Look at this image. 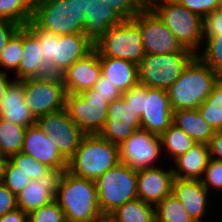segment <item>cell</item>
<instances>
[{
    "label": "cell",
    "instance_id": "cell-1",
    "mask_svg": "<svg viewBox=\"0 0 222 222\" xmlns=\"http://www.w3.org/2000/svg\"><path fill=\"white\" fill-rule=\"evenodd\" d=\"M26 27L38 38L43 50L42 73L47 77H59L77 60L94 49L93 42L85 34L56 35L40 29L32 20Z\"/></svg>",
    "mask_w": 222,
    "mask_h": 222
},
{
    "label": "cell",
    "instance_id": "cell-2",
    "mask_svg": "<svg viewBox=\"0 0 222 222\" xmlns=\"http://www.w3.org/2000/svg\"><path fill=\"white\" fill-rule=\"evenodd\" d=\"M66 222H92L100 214L96 183L64 171L54 198Z\"/></svg>",
    "mask_w": 222,
    "mask_h": 222
},
{
    "label": "cell",
    "instance_id": "cell-3",
    "mask_svg": "<svg viewBox=\"0 0 222 222\" xmlns=\"http://www.w3.org/2000/svg\"><path fill=\"white\" fill-rule=\"evenodd\" d=\"M221 77L197 56L167 89L173 111L197 109Z\"/></svg>",
    "mask_w": 222,
    "mask_h": 222
},
{
    "label": "cell",
    "instance_id": "cell-4",
    "mask_svg": "<svg viewBox=\"0 0 222 222\" xmlns=\"http://www.w3.org/2000/svg\"><path fill=\"white\" fill-rule=\"evenodd\" d=\"M119 163V145L101 138L98 134L84 135L79 147L68 160L67 171L95 181Z\"/></svg>",
    "mask_w": 222,
    "mask_h": 222
},
{
    "label": "cell",
    "instance_id": "cell-5",
    "mask_svg": "<svg viewBox=\"0 0 222 222\" xmlns=\"http://www.w3.org/2000/svg\"><path fill=\"white\" fill-rule=\"evenodd\" d=\"M149 7L184 48L197 54L203 44V19L176 0H150Z\"/></svg>",
    "mask_w": 222,
    "mask_h": 222
},
{
    "label": "cell",
    "instance_id": "cell-6",
    "mask_svg": "<svg viewBox=\"0 0 222 222\" xmlns=\"http://www.w3.org/2000/svg\"><path fill=\"white\" fill-rule=\"evenodd\" d=\"M195 57L193 51L184 47L164 55L145 54L138 64V82L149 88L167 90Z\"/></svg>",
    "mask_w": 222,
    "mask_h": 222
},
{
    "label": "cell",
    "instance_id": "cell-7",
    "mask_svg": "<svg viewBox=\"0 0 222 222\" xmlns=\"http://www.w3.org/2000/svg\"><path fill=\"white\" fill-rule=\"evenodd\" d=\"M98 204L101 213L111 214L137 196V170L119 163L96 180Z\"/></svg>",
    "mask_w": 222,
    "mask_h": 222
},
{
    "label": "cell",
    "instance_id": "cell-8",
    "mask_svg": "<svg viewBox=\"0 0 222 222\" xmlns=\"http://www.w3.org/2000/svg\"><path fill=\"white\" fill-rule=\"evenodd\" d=\"M94 44L99 57L124 59L139 64L145 56L139 25L124 19L101 35Z\"/></svg>",
    "mask_w": 222,
    "mask_h": 222
},
{
    "label": "cell",
    "instance_id": "cell-9",
    "mask_svg": "<svg viewBox=\"0 0 222 222\" xmlns=\"http://www.w3.org/2000/svg\"><path fill=\"white\" fill-rule=\"evenodd\" d=\"M40 29L56 35L84 34L85 14L67 0H44L34 4L31 19Z\"/></svg>",
    "mask_w": 222,
    "mask_h": 222
},
{
    "label": "cell",
    "instance_id": "cell-10",
    "mask_svg": "<svg viewBox=\"0 0 222 222\" xmlns=\"http://www.w3.org/2000/svg\"><path fill=\"white\" fill-rule=\"evenodd\" d=\"M64 109L85 135L99 134L107 121L108 102L94 89L67 93Z\"/></svg>",
    "mask_w": 222,
    "mask_h": 222
},
{
    "label": "cell",
    "instance_id": "cell-11",
    "mask_svg": "<svg viewBox=\"0 0 222 222\" xmlns=\"http://www.w3.org/2000/svg\"><path fill=\"white\" fill-rule=\"evenodd\" d=\"M23 85L25 104L36 118L65 108L67 92L61 76L28 78Z\"/></svg>",
    "mask_w": 222,
    "mask_h": 222
},
{
    "label": "cell",
    "instance_id": "cell-12",
    "mask_svg": "<svg viewBox=\"0 0 222 222\" xmlns=\"http://www.w3.org/2000/svg\"><path fill=\"white\" fill-rule=\"evenodd\" d=\"M162 152L160 136L142 128L119 145L120 162L135 170L157 167Z\"/></svg>",
    "mask_w": 222,
    "mask_h": 222
},
{
    "label": "cell",
    "instance_id": "cell-13",
    "mask_svg": "<svg viewBox=\"0 0 222 222\" xmlns=\"http://www.w3.org/2000/svg\"><path fill=\"white\" fill-rule=\"evenodd\" d=\"M132 19L139 25L145 54L164 55L183 48L149 6Z\"/></svg>",
    "mask_w": 222,
    "mask_h": 222
},
{
    "label": "cell",
    "instance_id": "cell-14",
    "mask_svg": "<svg viewBox=\"0 0 222 222\" xmlns=\"http://www.w3.org/2000/svg\"><path fill=\"white\" fill-rule=\"evenodd\" d=\"M36 124L50 139L55 140L58 151L67 161L73 156L85 135L65 109L39 116Z\"/></svg>",
    "mask_w": 222,
    "mask_h": 222
},
{
    "label": "cell",
    "instance_id": "cell-15",
    "mask_svg": "<svg viewBox=\"0 0 222 222\" xmlns=\"http://www.w3.org/2000/svg\"><path fill=\"white\" fill-rule=\"evenodd\" d=\"M138 129H141L140 118L135 115L131 105L121 96L108 103L107 121L98 135L120 145Z\"/></svg>",
    "mask_w": 222,
    "mask_h": 222
},
{
    "label": "cell",
    "instance_id": "cell-16",
    "mask_svg": "<svg viewBox=\"0 0 222 222\" xmlns=\"http://www.w3.org/2000/svg\"><path fill=\"white\" fill-rule=\"evenodd\" d=\"M67 168H50L43 176L31 180L17 195V207L30 213L50 203L56 197L60 179Z\"/></svg>",
    "mask_w": 222,
    "mask_h": 222
},
{
    "label": "cell",
    "instance_id": "cell-17",
    "mask_svg": "<svg viewBox=\"0 0 222 222\" xmlns=\"http://www.w3.org/2000/svg\"><path fill=\"white\" fill-rule=\"evenodd\" d=\"M172 119L173 110L167 90L146 86L141 128L160 136L172 125Z\"/></svg>",
    "mask_w": 222,
    "mask_h": 222
},
{
    "label": "cell",
    "instance_id": "cell-18",
    "mask_svg": "<svg viewBox=\"0 0 222 222\" xmlns=\"http://www.w3.org/2000/svg\"><path fill=\"white\" fill-rule=\"evenodd\" d=\"M169 168V169H168ZM137 170V196L154 207L172 193L174 175L171 166Z\"/></svg>",
    "mask_w": 222,
    "mask_h": 222
},
{
    "label": "cell",
    "instance_id": "cell-19",
    "mask_svg": "<svg viewBox=\"0 0 222 222\" xmlns=\"http://www.w3.org/2000/svg\"><path fill=\"white\" fill-rule=\"evenodd\" d=\"M21 152L32 156L49 168L68 166V161L58 151L55 140L50 139L37 124L26 128Z\"/></svg>",
    "mask_w": 222,
    "mask_h": 222
},
{
    "label": "cell",
    "instance_id": "cell-20",
    "mask_svg": "<svg viewBox=\"0 0 222 222\" xmlns=\"http://www.w3.org/2000/svg\"><path fill=\"white\" fill-rule=\"evenodd\" d=\"M101 74L99 56L93 49L84 58L70 66L61 78L68 94H80L92 89Z\"/></svg>",
    "mask_w": 222,
    "mask_h": 222
},
{
    "label": "cell",
    "instance_id": "cell-21",
    "mask_svg": "<svg viewBox=\"0 0 222 222\" xmlns=\"http://www.w3.org/2000/svg\"><path fill=\"white\" fill-rule=\"evenodd\" d=\"M172 193L181 201L194 222H204L208 206L210 208V192L201 180L174 178Z\"/></svg>",
    "mask_w": 222,
    "mask_h": 222
},
{
    "label": "cell",
    "instance_id": "cell-22",
    "mask_svg": "<svg viewBox=\"0 0 222 222\" xmlns=\"http://www.w3.org/2000/svg\"><path fill=\"white\" fill-rule=\"evenodd\" d=\"M203 37L205 47L196 56L222 77V14L218 11L203 19Z\"/></svg>",
    "mask_w": 222,
    "mask_h": 222
},
{
    "label": "cell",
    "instance_id": "cell-23",
    "mask_svg": "<svg viewBox=\"0 0 222 222\" xmlns=\"http://www.w3.org/2000/svg\"><path fill=\"white\" fill-rule=\"evenodd\" d=\"M0 118L24 127L36 124L37 118L24 101L23 80L13 79L9 84L6 94L0 101Z\"/></svg>",
    "mask_w": 222,
    "mask_h": 222
},
{
    "label": "cell",
    "instance_id": "cell-24",
    "mask_svg": "<svg viewBox=\"0 0 222 222\" xmlns=\"http://www.w3.org/2000/svg\"><path fill=\"white\" fill-rule=\"evenodd\" d=\"M210 159L207 143H195L186 153L173 160L174 178L201 180Z\"/></svg>",
    "mask_w": 222,
    "mask_h": 222
},
{
    "label": "cell",
    "instance_id": "cell-25",
    "mask_svg": "<svg viewBox=\"0 0 222 222\" xmlns=\"http://www.w3.org/2000/svg\"><path fill=\"white\" fill-rule=\"evenodd\" d=\"M42 51L38 38L26 26H23V55L19 68L14 74L15 79L46 77L42 73Z\"/></svg>",
    "mask_w": 222,
    "mask_h": 222
},
{
    "label": "cell",
    "instance_id": "cell-26",
    "mask_svg": "<svg viewBox=\"0 0 222 222\" xmlns=\"http://www.w3.org/2000/svg\"><path fill=\"white\" fill-rule=\"evenodd\" d=\"M99 61L102 75L121 93L139 83L138 65L134 62L109 57H99Z\"/></svg>",
    "mask_w": 222,
    "mask_h": 222
},
{
    "label": "cell",
    "instance_id": "cell-27",
    "mask_svg": "<svg viewBox=\"0 0 222 222\" xmlns=\"http://www.w3.org/2000/svg\"><path fill=\"white\" fill-rule=\"evenodd\" d=\"M124 18L107 3L98 0L85 16L84 34L95 42L111 27L120 24Z\"/></svg>",
    "mask_w": 222,
    "mask_h": 222
},
{
    "label": "cell",
    "instance_id": "cell-28",
    "mask_svg": "<svg viewBox=\"0 0 222 222\" xmlns=\"http://www.w3.org/2000/svg\"><path fill=\"white\" fill-rule=\"evenodd\" d=\"M172 124L182 129L197 143H209L215 130L203 119L198 109L173 111Z\"/></svg>",
    "mask_w": 222,
    "mask_h": 222
},
{
    "label": "cell",
    "instance_id": "cell-29",
    "mask_svg": "<svg viewBox=\"0 0 222 222\" xmlns=\"http://www.w3.org/2000/svg\"><path fill=\"white\" fill-rule=\"evenodd\" d=\"M111 215L118 222H154L155 207L136 198L117 208Z\"/></svg>",
    "mask_w": 222,
    "mask_h": 222
},
{
    "label": "cell",
    "instance_id": "cell-30",
    "mask_svg": "<svg viewBox=\"0 0 222 222\" xmlns=\"http://www.w3.org/2000/svg\"><path fill=\"white\" fill-rule=\"evenodd\" d=\"M27 127L0 118V155L10 157L21 152Z\"/></svg>",
    "mask_w": 222,
    "mask_h": 222
},
{
    "label": "cell",
    "instance_id": "cell-31",
    "mask_svg": "<svg viewBox=\"0 0 222 222\" xmlns=\"http://www.w3.org/2000/svg\"><path fill=\"white\" fill-rule=\"evenodd\" d=\"M203 119L215 130H222V77L210 95L197 108Z\"/></svg>",
    "mask_w": 222,
    "mask_h": 222
},
{
    "label": "cell",
    "instance_id": "cell-32",
    "mask_svg": "<svg viewBox=\"0 0 222 222\" xmlns=\"http://www.w3.org/2000/svg\"><path fill=\"white\" fill-rule=\"evenodd\" d=\"M162 150L169 154L168 157L174 160L186 153L196 142L189 137L182 129L172 124L160 135Z\"/></svg>",
    "mask_w": 222,
    "mask_h": 222
},
{
    "label": "cell",
    "instance_id": "cell-33",
    "mask_svg": "<svg viewBox=\"0 0 222 222\" xmlns=\"http://www.w3.org/2000/svg\"><path fill=\"white\" fill-rule=\"evenodd\" d=\"M33 10L32 0H0V20L11 21L20 27L31 21Z\"/></svg>",
    "mask_w": 222,
    "mask_h": 222
},
{
    "label": "cell",
    "instance_id": "cell-34",
    "mask_svg": "<svg viewBox=\"0 0 222 222\" xmlns=\"http://www.w3.org/2000/svg\"><path fill=\"white\" fill-rule=\"evenodd\" d=\"M155 220L158 222H194L173 193L164 197L155 206Z\"/></svg>",
    "mask_w": 222,
    "mask_h": 222
},
{
    "label": "cell",
    "instance_id": "cell-35",
    "mask_svg": "<svg viewBox=\"0 0 222 222\" xmlns=\"http://www.w3.org/2000/svg\"><path fill=\"white\" fill-rule=\"evenodd\" d=\"M23 55V26H21L8 40L0 53V66L16 72Z\"/></svg>",
    "mask_w": 222,
    "mask_h": 222
},
{
    "label": "cell",
    "instance_id": "cell-36",
    "mask_svg": "<svg viewBox=\"0 0 222 222\" xmlns=\"http://www.w3.org/2000/svg\"><path fill=\"white\" fill-rule=\"evenodd\" d=\"M15 166L20 167L21 171L35 180L44 175L50 168L45 164L36 161L32 156L19 152L8 158Z\"/></svg>",
    "mask_w": 222,
    "mask_h": 222
},
{
    "label": "cell",
    "instance_id": "cell-37",
    "mask_svg": "<svg viewBox=\"0 0 222 222\" xmlns=\"http://www.w3.org/2000/svg\"><path fill=\"white\" fill-rule=\"evenodd\" d=\"M28 222H66L64 211L54 199L47 205L31 211Z\"/></svg>",
    "mask_w": 222,
    "mask_h": 222
},
{
    "label": "cell",
    "instance_id": "cell-38",
    "mask_svg": "<svg viewBox=\"0 0 222 222\" xmlns=\"http://www.w3.org/2000/svg\"><path fill=\"white\" fill-rule=\"evenodd\" d=\"M117 11L124 19H132L149 6L148 0H101Z\"/></svg>",
    "mask_w": 222,
    "mask_h": 222
},
{
    "label": "cell",
    "instance_id": "cell-39",
    "mask_svg": "<svg viewBox=\"0 0 222 222\" xmlns=\"http://www.w3.org/2000/svg\"><path fill=\"white\" fill-rule=\"evenodd\" d=\"M31 181L28 175L21 171L20 167L15 166L10 160L5 169L3 184L8 187L15 195L23 190Z\"/></svg>",
    "mask_w": 222,
    "mask_h": 222
},
{
    "label": "cell",
    "instance_id": "cell-40",
    "mask_svg": "<svg viewBox=\"0 0 222 222\" xmlns=\"http://www.w3.org/2000/svg\"><path fill=\"white\" fill-rule=\"evenodd\" d=\"M201 182L209 192L222 190V161L210 158Z\"/></svg>",
    "mask_w": 222,
    "mask_h": 222
},
{
    "label": "cell",
    "instance_id": "cell-41",
    "mask_svg": "<svg viewBox=\"0 0 222 222\" xmlns=\"http://www.w3.org/2000/svg\"><path fill=\"white\" fill-rule=\"evenodd\" d=\"M179 4L204 19L218 10L221 0H176Z\"/></svg>",
    "mask_w": 222,
    "mask_h": 222
},
{
    "label": "cell",
    "instance_id": "cell-42",
    "mask_svg": "<svg viewBox=\"0 0 222 222\" xmlns=\"http://www.w3.org/2000/svg\"><path fill=\"white\" fill-rule=\"evenodd\" d=\"M122 97L129 105H131L135 115L141 118L143 114L144 99L146 98V86L138 83L128 91L123 92Z\"/></svg>",
    "mask_w": 222,
    "mask_h": 222
},
{
    "label": "cell",
    "instance_id": "cell-43",
    "mask_svg": "<svg viewBox=\"0 0 222 222\" xmlns=\"http://www.w3.org/2000/svg\"><path fill=\"white\" fill-rule=\"evenodd\" d=\"M92 89H94L97 94L101 95L108 103H111L122 96V93L102 74Z\"/></svg>",
    "mask_w": 222,
    "mask_h": 222
},
{
    "label": "cell",
    "instance_id": "cell-44",
    "mask_svg": "<svg viewBox=\"0 0 222 222\" xmlns=\"http://www.w3.org/2000/svg\"><path fill=\"white\" fill-rule=\"evenodd\" d=\"M16 208H18L16 195L3 183L0 184V216Z\"/></svg>",
    "mask_w": 222,
    "mask_h": 222
},
{
    "label": "cell",
    "instance_id": "cell-45",
    "mask_svg": "<svg viewBox=\"0 0 222 222\" xmlns=\"http://www.w3.org/2000/svg\"><path fill=\"white\" fill-rule=\"evenodd\" d=\"M19 28V25L11 21L0 20V53L6 46L8 40Z\"/></svg>",
    "mask_w": 222,
    "mask_h": 222
},
{
    "label": "cell",
    "instance_id": "cell-46",
    "mask_svg": "<svg viewBox=\"0 0 222 222\" xmlns=\"http://www.w3.org/2000/svg\"><path fill=\"white\" fill-rule=\"evenodd\" d=\"M208 146L210 158L222 161V130L214 132Z\"/></svg>",
    "mask_w": 222,
    "mask_h": 222
},
{
    "label": "cell",
    "instance_id": "cell-47",
    "mask_svg": "<svg viewBox=\"0 0 222 222\" xmlns=\"http://www.w3.org/2000/svg\"><path fill=\"white\" fill-rule=\"evenodd\" d=\"M0 222H28V213L16 208L0 216Z\"/></svg>",
    "mask_w": 222,
    "mask_h": 222
},
{
    "label": "cell",
    "instance_id": "cell-48",
    "mask_svg": "<svg viewBox=\"0 0 222 222\" xmlns=\"http://www.w3.org/2000/svg\"><path fill=\"white\" fill-rule=\"evenodd\" d=\"M67 1L71 2L72 5L82 10L85 16H87V12L96 4L98 0H67Z\"/></svg>",
    "mask_w": 222,
    "mask_h": 222
},
{
    "label": "cell",
    "instance_id": "cell-49",
    "mask_svg": "<svg viewBox=\"0 0 222 222\" xmlns=\"http://www.w3.org/2000/svg\"><path fill=\"white\" fill-rule=\"evenodd\" d=\"M12 80H13V78H11V79L9 78L8 72H6L4 70L3 71L0 70V101L2 100L4 95L6 94L8 86Z\"/></svg>",
    "mask_w": 222,
    "mask_h": 222
},
{
    "label": "cell",
    "instance_id": "cell-50",
    "mask_svg": "<svg viewBox=\"0 0 222 222\" xmlns=\"http://www.w3.org/2000/svg\"><path fill=\"white\" fill-rule=\"evenodd\" d=\"M8 161H9L8 157H4L0 155V184L3 183L4 176H5V169H6V165Z\"/></svg>",
    "mask_w": 222,
    "mask_h": 222
},
{
    "label": "cell",
    "instance_id": "cell-51",
    "mask_svg": "<svg viewBox=\"0 0 222 222\" xmlns=\"http://www.w3.org/2000/svg\"><path fill=\"white\" fill-rule=\"evenodd\" d=\"M92 222H118L111 214L101 213L95 220Z\"/></svg>",
    "mask_w": 222,
    "mask_h": 222
},
{
    "label": "cell",
    "instance_id": "cell-52",
    "mask_svg": "<svg viewBox=\"0 0 222 222\" xmlns=\"http://www.w3.org/2000/svg\"><path fill=\"white\" fill-rule=\"evenodd\" d=\"M220 14H222V0L220 1L219 3V7H218V10H217Z\"/></svg>",
    "mask_w": 222,
    "mask_h": 222
},
{
    "label": "cell",
    "instance_id": "cell-53",
    "mask_svg": "<svg viewBox=\"0 0 222 222\" xmlns=\"http://www.w3.org/2000/svg\"><path fill=\"white\" fill-rule=\"evenodd\" d=\"M32 1H33L34 4H37V3L41 2V1H44V0H32Z\"/></svg>",
    "mask_w": 222,
    "mask_h": 222
}]
</instances>
